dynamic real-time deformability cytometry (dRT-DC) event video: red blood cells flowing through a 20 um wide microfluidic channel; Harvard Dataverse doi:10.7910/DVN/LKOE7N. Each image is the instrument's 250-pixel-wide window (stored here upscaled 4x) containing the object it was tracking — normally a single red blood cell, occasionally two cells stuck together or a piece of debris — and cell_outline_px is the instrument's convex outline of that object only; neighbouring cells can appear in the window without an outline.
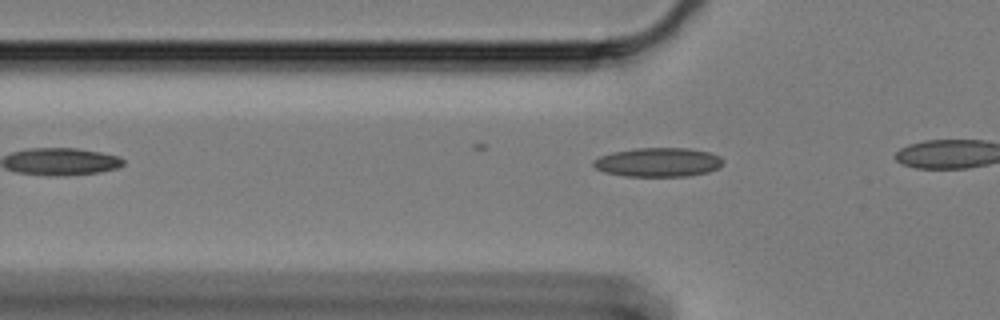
{"species": "Egyptian fruit bat (a non-hibernating species)", "species_latin": "Rousettus aegyptiacus", "temperature_condition": "cold", "stored_images_in_passage": 10, "camera_frame_rate_fps": 3000, "um_per_image_px": 0.085, "animal": {"sex": "female"}, "frame": {"image": 1, "passage_image": 4, "time_ms": 1.0, "image_size_px": [1000, 320], "cell_outline_px": [[724, 160], [716, 168], [708, 172], [688, 176], [624, 176], [604, 172], [596, 168], [592, 164], [592, 160], [600, 156], [612, 152], [636, 148], [688, 148], [708, 152], [720, 156]], "centroid_in_image_um": [55.91, 13.79], "position_along_channel_um": 69.9, "area_um2": 21.91}}
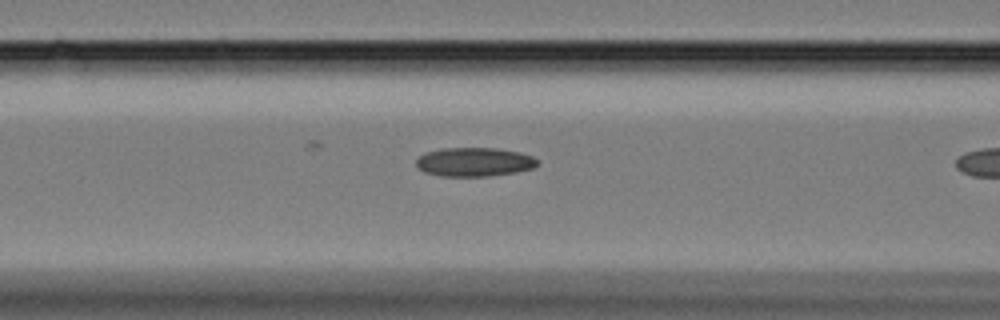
{"frame": {"image": 2, "passage_image": 9, "time_ms": 2.667, "image_size_px": [1000, 320], "cell_outline_px": [[540, 164], [532, 168], [516, 172], [488, 176], [440, 176], [424, 172], [416, 168], [416, 160], [424, 152], [440, 148], [496, 148], [520, 152], [532, 156], [540, 160]], "centroid_in_image_um": [40.31, 13.76], "position_along_channel_um": 126.3, "area_um2": 20.69}}